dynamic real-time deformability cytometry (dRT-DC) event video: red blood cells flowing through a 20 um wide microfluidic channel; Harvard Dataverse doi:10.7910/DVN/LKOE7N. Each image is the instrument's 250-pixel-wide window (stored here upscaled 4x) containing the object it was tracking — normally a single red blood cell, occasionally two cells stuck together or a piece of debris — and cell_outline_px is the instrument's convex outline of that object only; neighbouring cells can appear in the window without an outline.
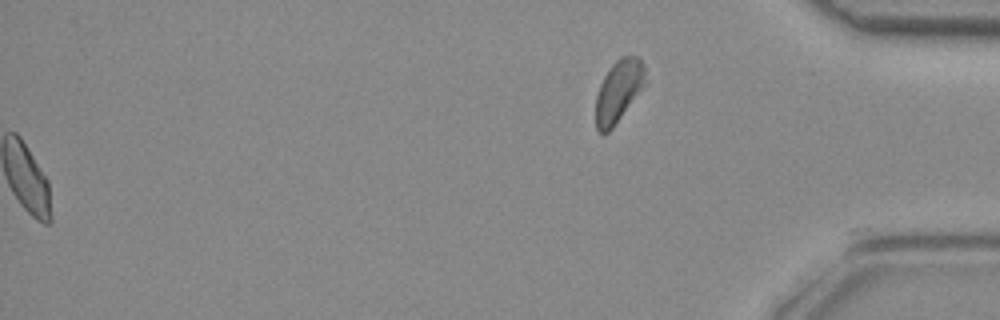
{"species": "common noctule bat (a hibernating species)", "species_latin": "Nyctalus noctula", "temperature_condition": "room temperature", "stored_images_in_passage": 33, "segment_of_instrument_passage": [2, 2], "camera_frame_rate_fps": 3000, "um_per_image_px": 0.085, "animal": {"sex": "female", "body_mass_g": 29.2, "forearm_length_mm": 56.3}, "frame": {"image": 1, "passage_image": 33, "time_ms": 10.667, "image_size_px": [1000, 320], "cell_outline_px": [[648, 84], [612, 128], [608, 132], [600, 132], [596, 128], [596, 96], [600, 84], [604, 76], [612, 64], [620, 56], [636, 56], [644, 64], [648, 80]], "centroid_in_image_um": [52.63, 7.71], "position_along_channel_um": 382.6, "area_um2": 18.26}}